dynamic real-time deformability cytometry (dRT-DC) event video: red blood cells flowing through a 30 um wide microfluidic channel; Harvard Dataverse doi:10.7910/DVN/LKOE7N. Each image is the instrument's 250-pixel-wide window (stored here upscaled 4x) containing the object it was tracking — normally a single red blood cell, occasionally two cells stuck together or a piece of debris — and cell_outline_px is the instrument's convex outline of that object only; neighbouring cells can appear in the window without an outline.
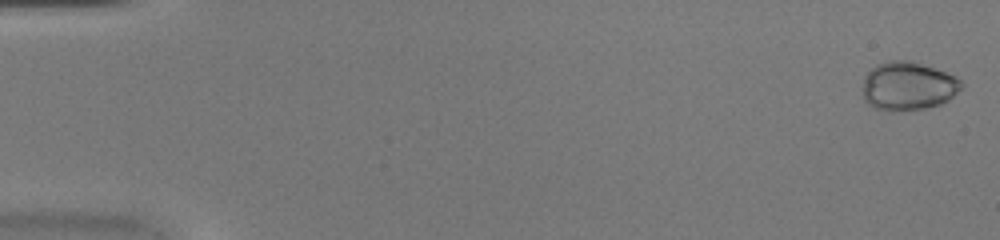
{"species": "common noctule bat (a hibernating species)", "species_latin": "Nyctalus noctula", "temperature_condition": "warm", "stored_images_in_passage": 48, "camera_frame_rate_fps": 3000, "um_per_image_px": 0.085, "animal": {"sex": "female", "body_mass_g": 20.0, "forearm_length_mm": 54.0}, "frame": {"image": 1, "passage_image": 1, "time_ms": 0.0, "image_size_px": [1000, 240], "cell_outline_px": [[964, 84], [948, 100], [940, 104], [924, 108], [876, 108], [868, 104], [864, 100], [864, 76], [876, 64], [888, 60], [912, 60], [956, 76]], "centroid_in_image_um": [77.19, 7.25], "position_along_channel_um": 7.8, "area_um2": 27.22}}
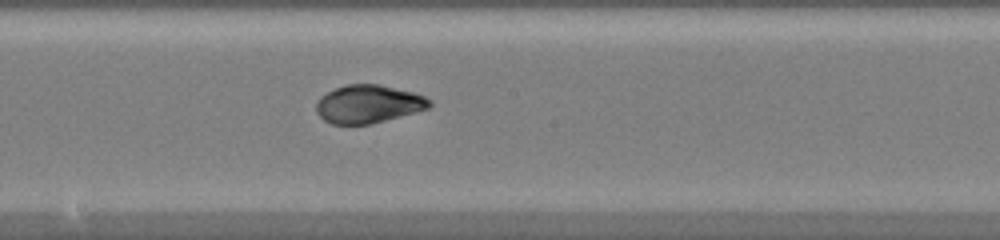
{"frame": {"image": 2, "passage_image": 27, "time_ms": 8.667, "image_size_px": [1000, 240], "cell_outline_px": [[432, 104], [428, 108], [372, 124], [332, 124], [324, 120], [316, 112], [316, 100], [320, 96], [336, 88], [348, 84], [380, 84], [412, 92], [424, 96], [432, 100]], "centroid_in_image_um": [31.29, 8.84], "position_along_channel_um": 216.9, "area_um2": 25.09}}
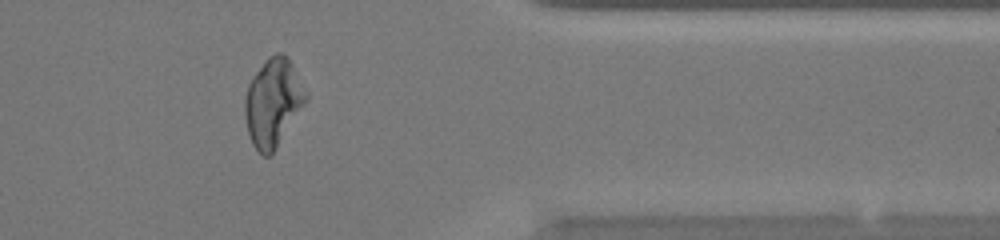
{"frame": {"image": 3, "passage_image": 40, "time_ms": 13.0, "image_size_px": [1000, 240], "cell_outline_px": [[308, 100], [272, 156], [264, 156], [252, 144], [248, 132], [244, 116], [244, 100], [248, 84], [252, 76], [268, 56], [276, 52], [284, 52], [288, 56], [308, 92]], "centroid_in_image_um": [23.23, 8.7], "position_along_channel_um": 388.2, "area_um2": 31.91}, "authors_computed_cell_mechanics": {"area_um2": 26.3279, "velocity_mm_per_s": 4.3073, "shape_relaxation_time_tau1_ms": 2.2787, "shape_relaxation_time_tau2_ms": 1.7129, "deformation_change_tau1": 0.1148, "deformation_change_tau2": 0.0357}}